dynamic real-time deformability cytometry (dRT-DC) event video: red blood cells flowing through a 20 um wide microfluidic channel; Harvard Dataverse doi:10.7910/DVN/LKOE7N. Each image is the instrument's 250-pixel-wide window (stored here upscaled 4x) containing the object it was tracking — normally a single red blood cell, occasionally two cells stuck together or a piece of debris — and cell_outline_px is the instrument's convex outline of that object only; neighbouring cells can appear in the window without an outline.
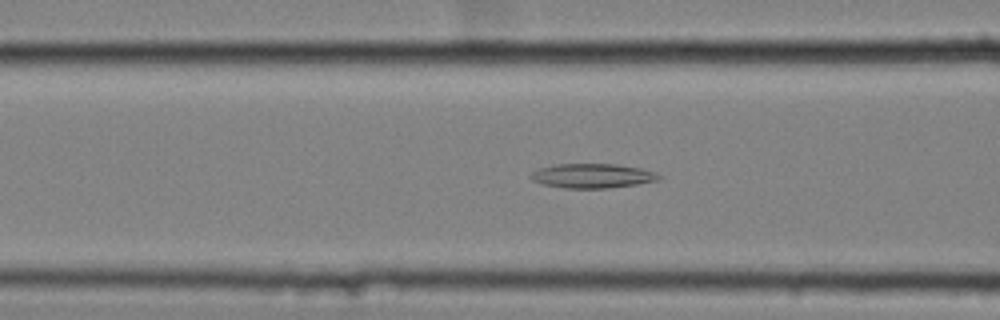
{"species": "common noctule bat (a hibernating species)", "species_latin": "Nyctalus noctula", "temperature_condition": "cold", "stored_images_in_passage": 58, "camera_frame_rate_fps": 3000, "um_per_image_px": 0.085, "animal": {"sex": "female", "body_mass_g": 25.1}, "frame": {"image": 1, "passage_image": 24, "time_ms": 7.667, "image_size_px": [1000, 320], "cell_outline_px": [[664, 176], [656, 180], [636, 184], [608, 188], [564, 188], [544, 184], [532, 180], [528, 176], [532, 172], [540, 168], [556, 164], [616, 164], [640, 168]], "centroid_in_image_um": [50.32, 14.94], "position_along_channel_um": 116.3, "area_um2": 18.03}}
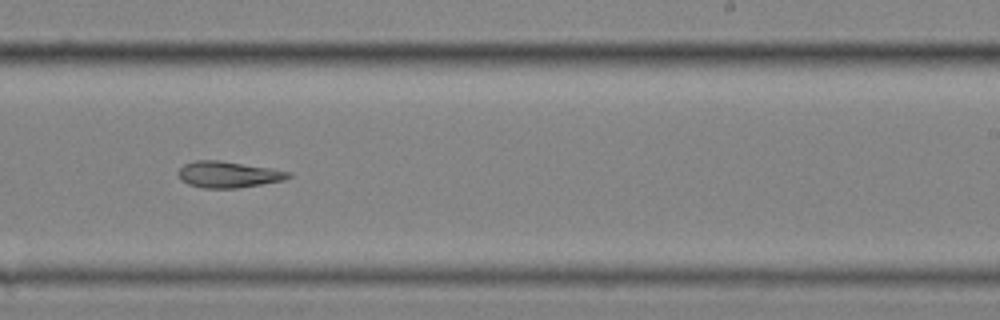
{"frame": {"image": 2, "passage_image": 37, "time_ms": 12.0, "image_size_px": [1000, 320], "cell_outline_px": [[292, 176], [284, 180], [236, 188], [204, 188], [188, 184], [180, 180], [176, 172], [184, 164], [196, 160], [220, 160], [272, 168], [292, 172]], "centroid_in_image_um": [19.39, 14.82], "position_along_channel_um": 269.6, "area_um2": 16.99}}
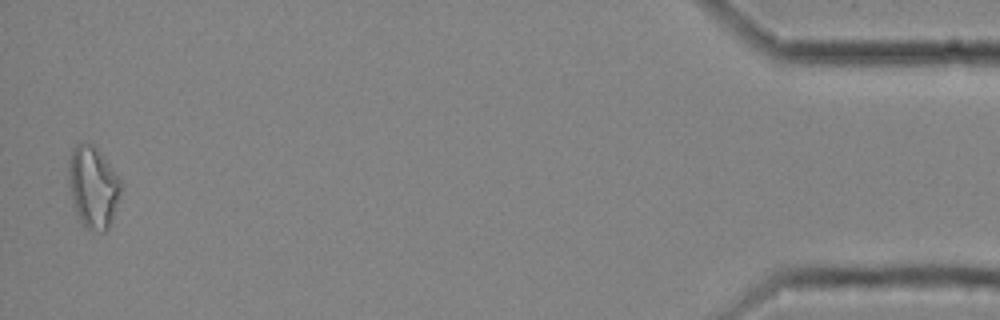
{"frame": {"image": 3, "passage_image": 57, "time_ms": 18.667, "image_size_px": [1000, 320], "cell_outline_px": [[124, 184], [112, 220], [108, 228], [104, 232], [100, 232], [88, 228], [76, 216], [72, 204], [68, 184], [68, 160], [72, 148], [76, 144], [92, 144], [96, 148], [120, 176]], "centroid_in_image_um": [7.92, 15.9], "position_along_channel_um": 427.3, "area_um2": 25.37}, "authors_computed_cell_mechanics": {"area_um2": 19.3341, "velocity_mm_per_s": 3.5411, "shape_relaxation_time_tau1_ms": null, "shape_relaxation_time_tau2_ms": 10.6316, "deformation_change_tau1": null, "deformation_change_tau2": 0.2253}}